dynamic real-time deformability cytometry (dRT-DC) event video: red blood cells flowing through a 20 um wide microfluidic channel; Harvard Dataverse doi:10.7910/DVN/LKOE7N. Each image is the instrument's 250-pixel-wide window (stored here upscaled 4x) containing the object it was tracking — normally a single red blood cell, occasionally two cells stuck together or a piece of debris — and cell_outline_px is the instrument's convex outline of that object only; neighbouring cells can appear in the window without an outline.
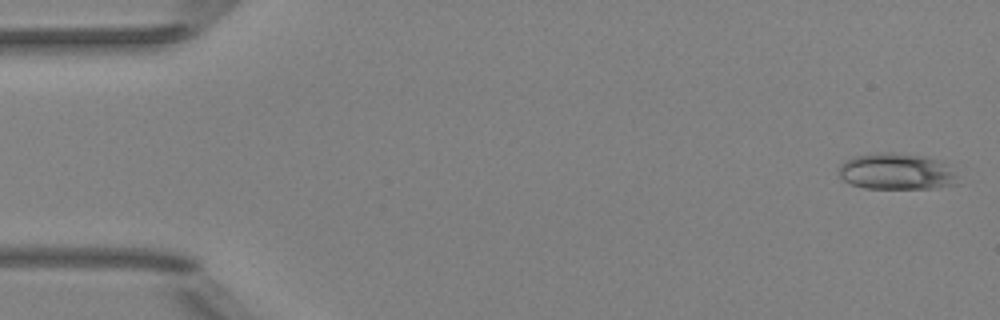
{"species": "Egyptian fruit bat (a non-hibernating species)", "species_latin": "Rousettus aegyptiacus", "temperature_condition": "room temperature", "stored_images_in_passage": 5, "camera_frame_rate_fps": 3000, "um_per_image_px": 0.085, "animal": {"sex": "female"}, "frame": {"image": 1, "passage_image": 1, "time_ms": 0.0, "image_size_px": [1000, 320], "cell_outline_px": [[960, 184], [932, 188], [864, 188], [852, 184], [844, 180], [840, 176], [840, 164], [844, 160], [856, 156], [872, 152], [892, 152], [924, 156], [936, 160], [944, 164], [956, 176]], "centroid_in_image_um": [76.17, 14.57], "position_along_channel_um": 8.8, "area_um2": 25.03}}